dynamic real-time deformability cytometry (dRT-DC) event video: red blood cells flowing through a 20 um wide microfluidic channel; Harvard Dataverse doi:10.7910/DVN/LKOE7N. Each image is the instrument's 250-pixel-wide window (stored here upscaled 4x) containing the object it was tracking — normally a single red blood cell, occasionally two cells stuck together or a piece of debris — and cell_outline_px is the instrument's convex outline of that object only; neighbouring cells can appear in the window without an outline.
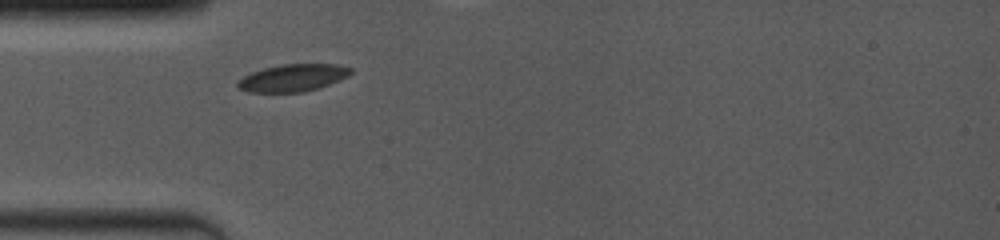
{"species": "common noctule bat (a hibernating species)", "species_latin": "Nyctalus noctula", "temperature_condition": "room temperature", "stored_images_in_passage": 6, "camera_frame_rate_fps": 4000, "um_per_image_px": 0.085, "animal": {"sex": "female", "body_mass_g": 19.0, "forearm_length_mm": 53.3}, "frame": {"image": 1, "passage_image": 1, "time_ms": 0.0, "image_size_px": [1000, 240], "cell_outline_px": [[352, 72], [348, 76], [320, 88], [304, 92], [248, 92], [236, 88], [236, 80], [252, 72], [264, 68], [280, 64], [336, 64], [352, 68]], "centroid_in_image_um": [24.86, 6.62], "position_along_channel_um": 60.1, "area_um2": 18.15}}
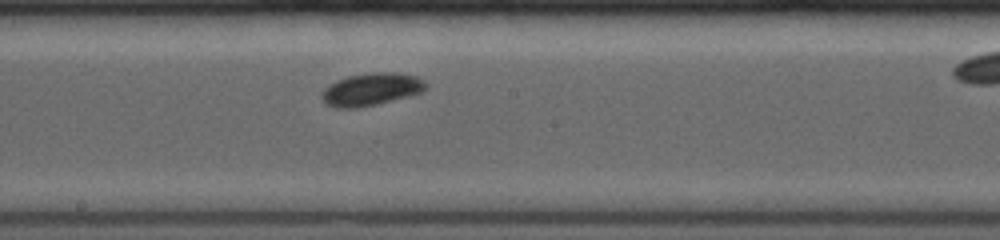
{"frame": {"image": 2, "passage_image": 6, "time_ms": 4.0, "image_size_px": [1000, 240], "cell_outline_px": [[428, 84], [424, 92], [376, 104], [356, 108], [336, 108], [324, 104], [320, 96], [324, 88], [328, 84], [336, 80], [348, 76], [372, 72], [400, 72], [416, 76], [424, 80]], "centroid_in_image_um": [31.54, 7.58], "position_along_channel_um": 216.7, "area_um2": 20.06}}